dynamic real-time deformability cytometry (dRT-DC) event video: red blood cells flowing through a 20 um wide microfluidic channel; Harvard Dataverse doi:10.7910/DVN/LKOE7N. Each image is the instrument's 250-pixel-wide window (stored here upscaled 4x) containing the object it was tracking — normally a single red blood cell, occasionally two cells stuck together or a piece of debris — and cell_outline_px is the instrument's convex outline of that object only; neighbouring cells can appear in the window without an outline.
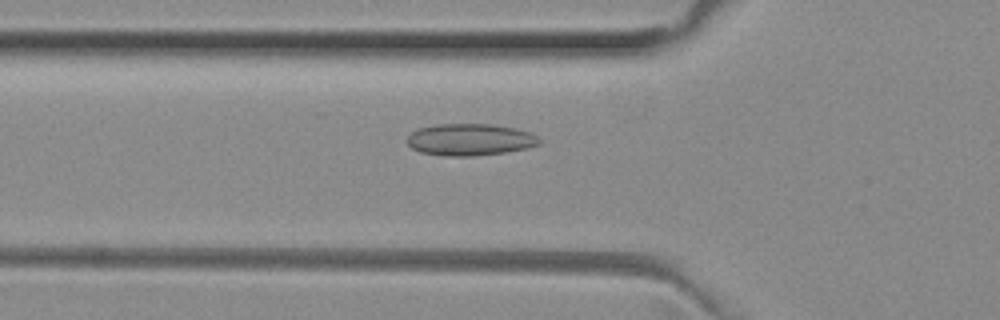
{"species": "common noctule bat (a hibernating species)", "species_latin": "Nyctalus noctula", "temperature_condition": "room temperature", "stored_images_in_passage": 32, "camera_frame_rate_fps": 3000, "um_per_image_px": 0.085, "animal": {"sex": "female", "body_mass_g": 29.2, "forearm_length_mm": 56.3}, "frame": {"image": 1, "passage_image": 3, "time_ms": 0.667, "image_size_px": [1000, 320], "cell_outline_px": [[540, 144], [524, 148], [504, 152], [472, 156], [444, 156], [420, 152], [412, 148], [404, 140], [416, 128], [436, 124], [492, 124], [516, 128], [528, 132], [536, 136], [540, 140]], "centroid_in_image_um": [39.88, 11.86], "position_along_channel_um": 85.9, "area_um2": 24.57}}
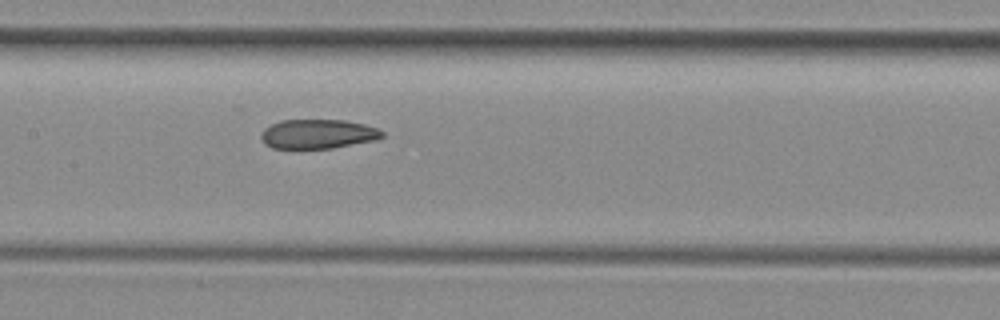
{"frame": {"image": 2, "passage_image": 10, "time_ms": 3.0, "image_size_px": [1000, 320], "cell_outline_px": [[384, 136], [376, 140], [332, 148], [272, 148], [264, 144], [260, 136], [264, 128], [280, 120], [344, 120], [364, 124], [380, 128], [384, 132]], "centroid_in_image_um": [27.04, 11.38], "position_along_channel_um": 180.4, "area_um2": 20.81}}
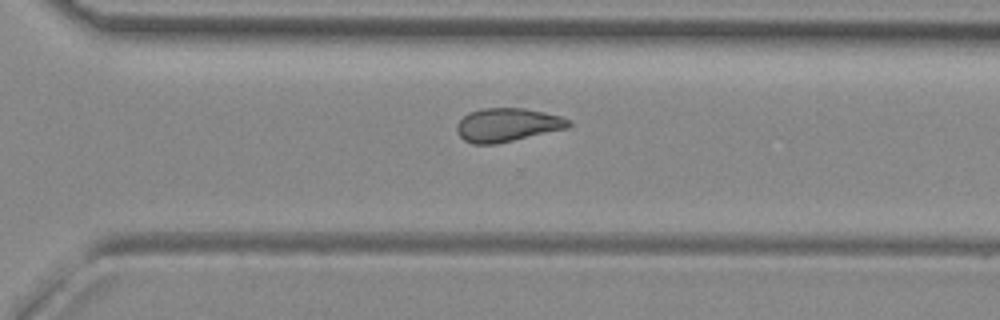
{"frame": {"image": 3, "passage_image": 21, "time_ms": 6.667, "image_size_px": [1000, 320], "cell_outline_px": [[572, 124], [568, 128], [496, 144], [472, 144], [464, 140], [456, 132], [456, 124], [468, 112], [484, 108], [524, 108], [560, 116], [572, 120]], "centroid_in_image_um": [43.11, 10.62], "position_along_channel_um": 327.5, "area_um2": 21.91}}